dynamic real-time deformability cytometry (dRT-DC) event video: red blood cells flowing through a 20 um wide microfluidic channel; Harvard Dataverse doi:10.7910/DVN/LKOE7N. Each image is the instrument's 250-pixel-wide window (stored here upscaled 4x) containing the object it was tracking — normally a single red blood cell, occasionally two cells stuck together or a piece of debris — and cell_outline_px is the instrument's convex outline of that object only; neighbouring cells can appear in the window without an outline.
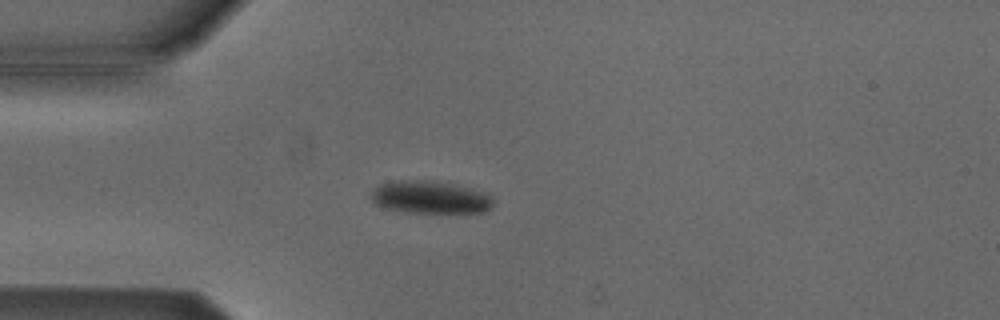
{"species": "Egyptian fruit bat (a non-hibernating species)", "species_latin": "Rousettus aegyptiacus", "temperature_condition": "cold", "stored_images_in_passage": 41, "camera_frame_rate_fps": 3000, "um_per_image_px": 0.085, "animal": {"sex": "male"}, "frame": {"image": 1, "passage_image": 1, "time_ms": 0.0, "image_size_px": [1000, 320], "cell_outline_px": [[492, 208], [484, 212], [404, 212], [388, 208], [376, 204], [372, 200], [372, 192], [380, 184], [392, 180], [424, 180], [452, 184], [484, 192], [492, 196]], "centroid_in_image_um": [36.57, 16.76], "position_along_channel_um": 48.4, "area_um2": 22.89}}
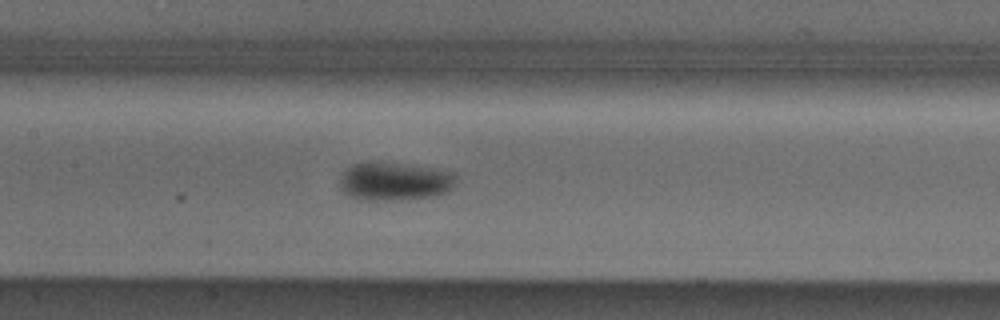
{"frame": {"image": 2, "passage_image": 12, "time_ms": 3.667, "image_size_px": [1000, 320], "cell_outline_px": [[456, 176], [452, 188], [448, 192], [432, 196], [392, 200], [356, 200], [348, 196], [340, 188], [340, 176], [352, 164], [360, 160], [372, 160], [432, 168], [456, 172]], "centroid_in_image_um": [33.48, 15.39], "position_along_channel_um": 173.9, "area_um2": 26.41}}
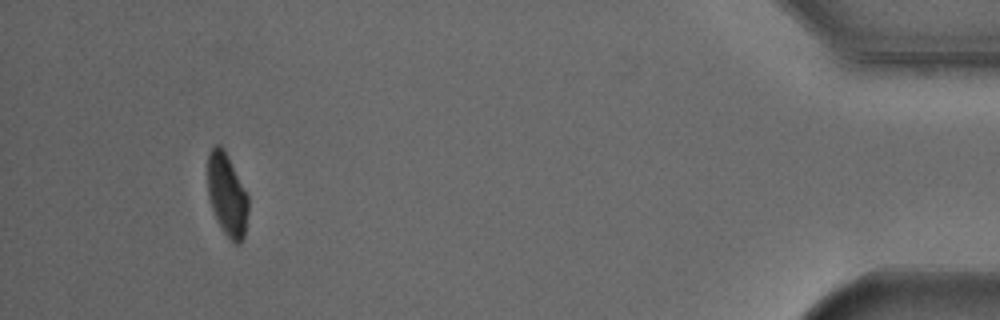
{"frame": {"image": 3, "passage_image": 37, "time_ms": 12.0, "image_size_px": [1000, 320], "cell_outline_px": [[248, 212], [244, 236], [240, 244], [236, 244], [224, 232], [212, 208], [208, 196], [208, 152], [216, 144], [220, 144], [248, 196]], "centroid_in_image_um": [19.29, 16.58], "position_along_channel_um": 415.9, "area_um2": 18.9}}